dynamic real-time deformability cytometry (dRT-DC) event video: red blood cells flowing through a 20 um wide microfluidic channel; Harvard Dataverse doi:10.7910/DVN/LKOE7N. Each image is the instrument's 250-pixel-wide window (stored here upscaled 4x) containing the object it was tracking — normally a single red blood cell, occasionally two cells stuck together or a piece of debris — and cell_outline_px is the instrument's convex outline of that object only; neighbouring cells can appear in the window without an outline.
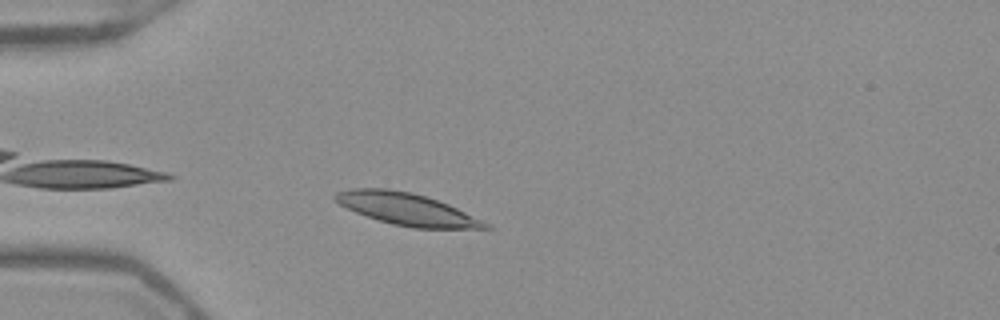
{"species": "Egyptian fruit bat (a non-hibernating species)", "species_latin": "Rousettus aegyptiacus", "temperature_condition": "warm", "stored_images_in_passage": 38, "camera_frame_rate_fps": 3000, "um_per_image_px": 0.085, "frame": {"image": 1, "passage_image": 3, "time_ms": 0.667, "image_size_px": [1000, 320], "cell_outline_px": [[496, 228], [412, 228], [392, 224], [356, 212], [340, 204], [332, 196], [336, 192], [352, 188], [388, 188], [412, 192], [448, 204]], "centroid_in_image_um": [34.53, 17.76], "position_along_channel_um": 50.5, "area_um2": 27.51}}
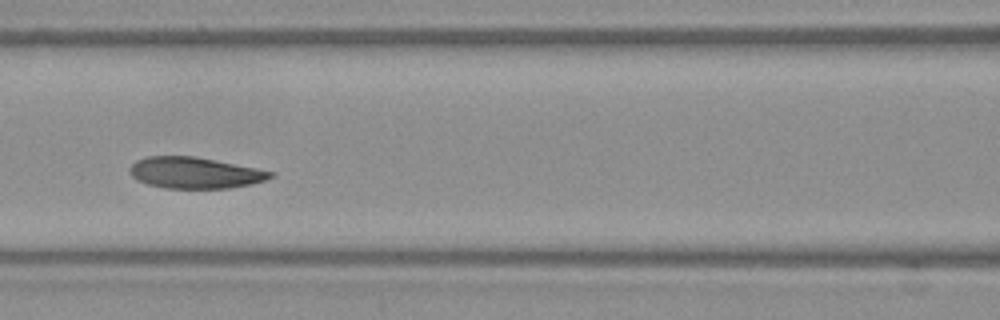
{"frame": {"image": 2, "passage_image": 12, "time_ms": 3.667, "image_size_px": [1000, 320], "cell_outline_px": [[276, 176], [252, 184], [228, 188], [164, 188], [148, 184], [136, 180], [128, 172], [128, 168], [136, 160], [144, 156], [192, 156], [256, 168], [276, 172]], "centroid_in_image_um": [16.53, 14.69], "position_along_channel_um": 150.1, "area_um2": 25.66}}
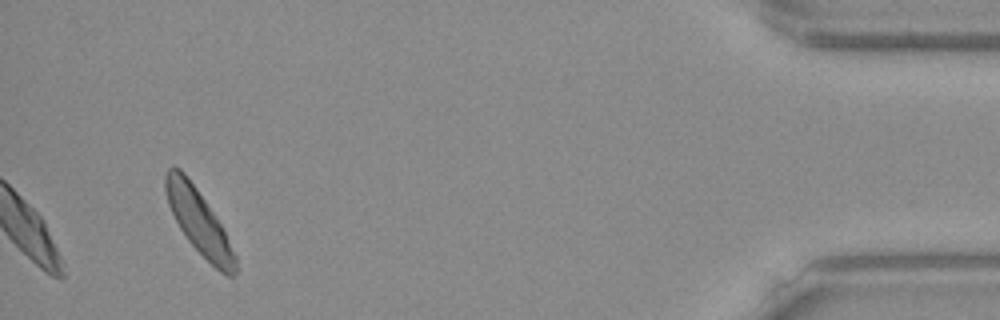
{"frame": {"image": 3, "passage_image": 38, "time_ms": 12.333, "image_size_px": [1000, 320], "cell_outline_px": [[236, 272], [232, 276], [228, 276], [220, 272], [188, 240], [180, 228], [168, 204], [164, 188], [164, 176], [168, 168], [180, 168], [184, 172], [196, 188], [220, 224], [236, 256]], "centroid_in_image_um": [16.88, 18.83], "position_along_channel_um": 418.3, "area_um2": 25.32}, "authors_computed_cell_mechanics": {"area_um2": 25.8366, "velocity_mm_per_s": 3.9001, "shape_relaxation_time_tau1_ms": 2.9583, "shape_relaxation_time_tau2_ms": 5.8296, "deformation_change_tau1": 0.0882, "deformation_change_tau2": 0.107}}